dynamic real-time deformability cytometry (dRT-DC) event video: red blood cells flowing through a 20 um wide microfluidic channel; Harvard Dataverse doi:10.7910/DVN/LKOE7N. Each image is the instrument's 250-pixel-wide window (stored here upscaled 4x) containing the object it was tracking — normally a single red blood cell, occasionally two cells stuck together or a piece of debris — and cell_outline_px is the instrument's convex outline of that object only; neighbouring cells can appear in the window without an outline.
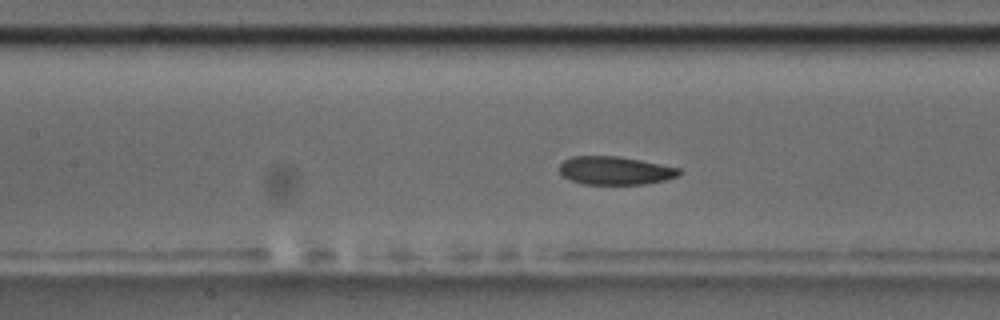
{"species": "common noctule bat (a hibernating species)", "species_latin": "Nyctalus noctula", "temperature_condition": "room temperature", "stored_images_in_passage": 54, "camera_frame_rate_fps": 3000, "um_per_image_px": 0.085, "animal": {"sex": "male", "body_mass_g": 17.5, "forearm_length_mm": 52.3}, "frame": {"image": 1, "passage_image": 23, "time_ms": 7.333, "image_size_px": [1000, 320], "cell_outline_px": [[680, 176], [664, 180], [644, 184], [584, 184], [572, 180], [564, 176], [560, 172], [560, 164], [564, 160], [572, 156], [620, 156], [680, 168]], "centroid_in_image_um": [52.3, 14.49], "position_along_channel_um": 155.1, "area_um2": 19.59}}
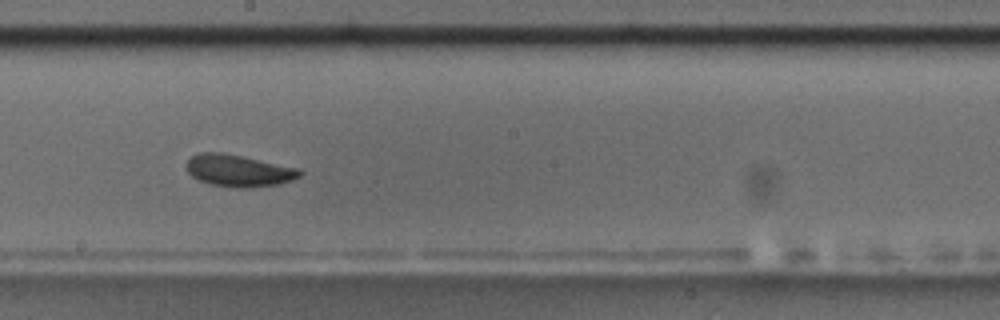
{"frame": {"image": 2, "passage_image": 29, "time_ms": 9.333, "image_size_px": [1000, 320], "cell_outline_px": [[304, 172], [300, 176], [292, 180], [280, 184], [248, 188], [236, 188], [212, 184], [200, 180], [192, 176], [188, 172], [184, 164], [196, 152], [220, 152], [300, 168]], "centroid_in_image_um": [20.29, 14.5], "position_along_channel_um": 227.9, "area_um2": 21.15}}
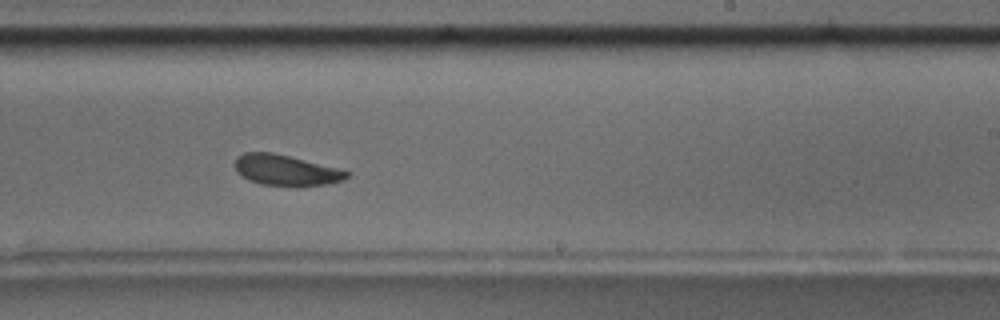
{"frame": {"image": 3, "passage_image": 32, "time_ms": 10.333, "image_size_px": [1000, 320], "cell_outline_px": [[352, 172], [344, 180], [328, 184], [296, 188], [260, 184], [248, 180], [236, 172], [236, 156], [244, 152], [272, 152]], "centroid_in_image_um": [24.3, 14.5], "position_along_channel_um": 264.7, "area_um2": 20.35}, "authors_computed_cell_mechanics": {"area_um2": 20.6057, "velocity_mm_per_s": 3.6687, "shape_relaxation_time_tau1_ms": 6.4761, "shape_relaxation_time_tau2_ms": 3.2122, "deformation_change_tau1": 0.1308, "deformation_change_tau2": 0.0833}}